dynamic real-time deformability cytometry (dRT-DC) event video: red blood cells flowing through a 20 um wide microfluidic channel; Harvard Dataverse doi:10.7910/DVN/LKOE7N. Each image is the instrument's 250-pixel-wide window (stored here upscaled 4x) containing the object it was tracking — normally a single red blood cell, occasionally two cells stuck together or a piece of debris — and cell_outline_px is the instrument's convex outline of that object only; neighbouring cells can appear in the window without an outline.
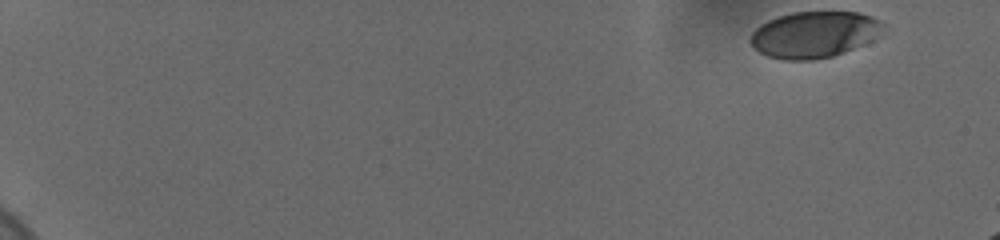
{"species": "human", "species_latin": "Homo sapiens", "temperature_condition": "cold", "stored_images_in_passage": 49, "camera_frame_rate_fps": 3000, "um_per_image_px": 0.085, "donor": {"sex": "female"}, "frame": {"image": 1, "passage_image": 1, "time_ms": 0.0, "image_size_px": [1000, 240], "cell_outline_px": [[888, 24], [872, 40], [864, 44], [844, 52], [832, 56], [812, 60], [784, 60], [768, 56], [760, 52], [748, 40], [752, 32], [760, 24], [776, 16], [792, 12], [860, 12], [872, 16]], "centroid_in_image_um": [69.22, 2.92], "position_along_channel_um": 15.8, "area_um2": 36.07}}
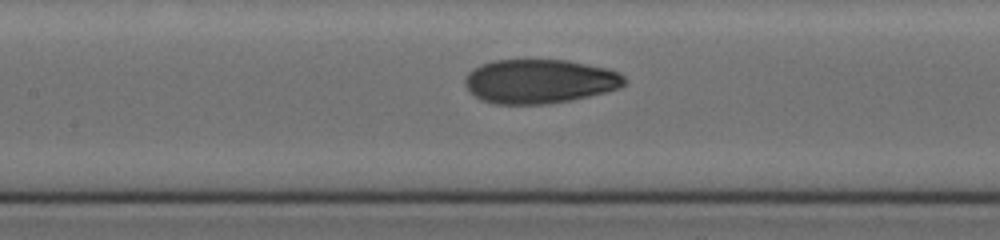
{"frame": {"image": 2, "passage_image": 28, "time_ms": 9.0, "image_size_px": [1000, 240], "cell_outline_px": [[624, 84], [620, 88], [588, 96], [568, 100], [544, 104], [496, 104], [484, 100], [476, 96], [464, 84], [464, 80], [468, 72], [472, 68], [492, 60], [568, 60], [608, 68], [620, 72], [624, 76]], "centroid_in_image_um": [45.86, 6.89], "position_along_channel_um": 161.5, "area_um2": 40.86}}
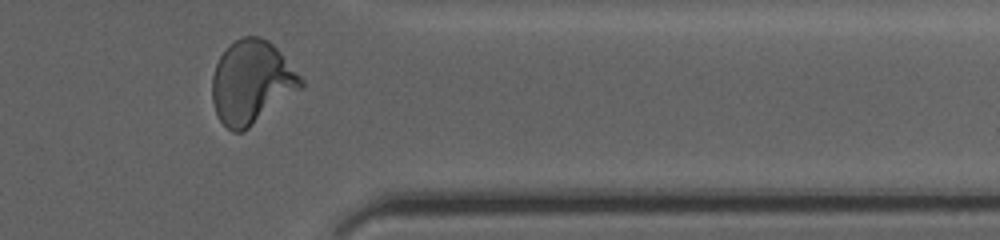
{"frame": {"image": 3, "passage_image": 47, "time_ms": 15.333, "image_size_px": [1000, 240], "cell_outline_px": [[304, 84], [300, 88], [244, 132], [232, 132], [220, 120], [216, 112], [212, 100], [212, 76], [216, 64], [220, 56], [236, 40], [244, 36], [260, 36], [268, 40], [280, 52], [304, 80]], "centroid_in_image_um": [21.37, 7.0], "position_along_channel_um": 390.0, "area_um2": 42.48}, "authors_computed_cell_mechanics": {"area_um2": 40.46, "velocity_mm_per_s": 3.685, "shape_relaxation_time_tau1_ms": 4.175, "shape_relaxation_time_tau2_ms": 1.2473, "deformation_change_tau1": 0.1745, "deformation_change_tau2": 0.0579}}